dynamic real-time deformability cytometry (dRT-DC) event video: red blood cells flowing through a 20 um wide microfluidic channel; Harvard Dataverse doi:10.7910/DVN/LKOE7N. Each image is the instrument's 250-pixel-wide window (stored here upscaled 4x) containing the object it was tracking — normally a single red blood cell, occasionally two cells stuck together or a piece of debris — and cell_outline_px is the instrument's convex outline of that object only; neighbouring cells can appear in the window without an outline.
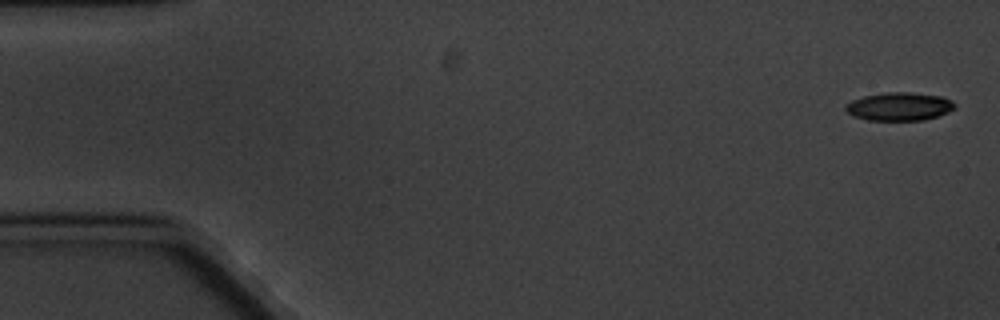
{"species": "common noctule bat (a hibernating species)", "species_latin": "Nyctalus noctula", "temperature_condition": "cold", "stored_images_in_passage": 6, "camera_frame_rate_fps": 3000, "um_per_image_px": 0.085, "animal": {"sex": "male", "body_mass_g": 20.1, "forearm_length_mm": 53.5}, "frame": {"image": 1, "passage_image": 1, "time_ms": 0.0, "image_size_px": [1000, 320], "cell_outline_px": [[956, 108], [948, 112], [924, 120], [868, 120], [852, 116], [844, 108], [844, 104], [852, 100], [864, 96], [888, 92], [908, 92], [940, 96], [952, 100], [956, 104]], "centroid_in_image_um": [76.43, 9.05], "position_along_channel_um": 8.6, "area_um2": 17.98}}